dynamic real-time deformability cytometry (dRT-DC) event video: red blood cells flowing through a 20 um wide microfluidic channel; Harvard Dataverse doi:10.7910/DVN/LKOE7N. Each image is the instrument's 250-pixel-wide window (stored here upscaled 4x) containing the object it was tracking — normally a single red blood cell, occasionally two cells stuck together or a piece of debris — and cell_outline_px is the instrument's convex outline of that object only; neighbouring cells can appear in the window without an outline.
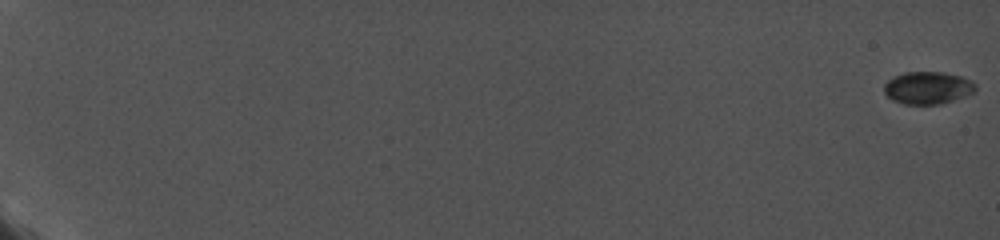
{"species": "common noctule bat (a hibernating species)", "species_latin": "Nyctalus noctula", "temperature_condition": "cold", "stored_images_in_passage": 46, "camera_frame_rate_fps": 5000, "um_per_image_px": 0.085, "animal": {"sex": "female", "body_mass_g": 19.0, "forearm_length_mm": 56.7}, "frame": {"image": 1, "passage_image": 1, "time_ms": 0.0, "image_size_px": [1000, 240], "cell_outline_px": [[976, 92], [940, 104], [904, 104], [892, 100], [884, 92], [884, 84], [888, 80], [904, 72], [944, 72], [960, 76], [972, 80], [976, 84]], "centroid_in_image_um": [78.88, 7.46], "position_along_channel_um": 6.1, "area_um2": 17.28}}
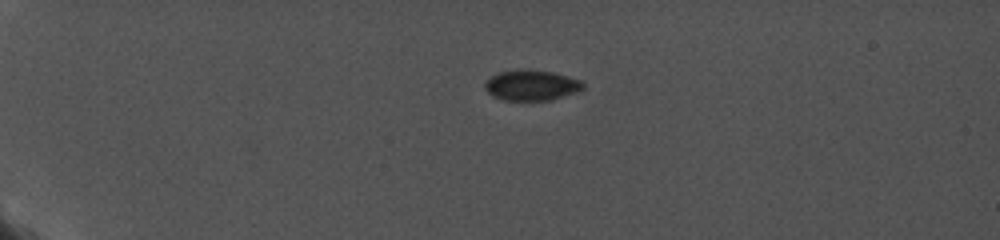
{"frame": {"image": 2, "passage_image": 23, "time_ms": 5.6, "image_size_px": [1000, 240], "cell_outline_px": [[584, 88], [580, 92], [552, 100], [500, 100], [492, 96], [484, 88], [484, 84], [492, 76], [500, 72], [552, 72], [580, 80], [584, 84]], "centroid_in_image_um": [45.21, 7.31], "position_along_channel_um": 39.8, "area_um2": 16.88}}
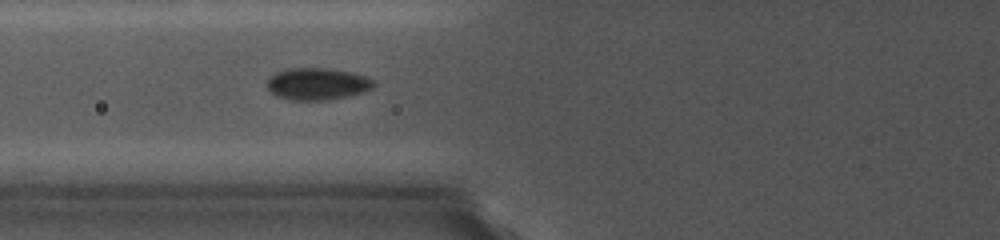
{"frame": {"image": 3, "passage_image": 38, "time_ms": 9.2, "image_size_px": [1000, 240], "cell_outline_px": [[376, 84], [372, 88], [364, 92], [348, 96], [328, 100], [288, 100], [276, 96], [268, 88], [268, 76], [276, 72], [288, 68], [328, 68], [352, 72], [364, 76], [372, 80]], "centroid_in_image_um": [26.96, 7.13], "position_along_channel_um": 98.8, "area_um2": 20.0}}